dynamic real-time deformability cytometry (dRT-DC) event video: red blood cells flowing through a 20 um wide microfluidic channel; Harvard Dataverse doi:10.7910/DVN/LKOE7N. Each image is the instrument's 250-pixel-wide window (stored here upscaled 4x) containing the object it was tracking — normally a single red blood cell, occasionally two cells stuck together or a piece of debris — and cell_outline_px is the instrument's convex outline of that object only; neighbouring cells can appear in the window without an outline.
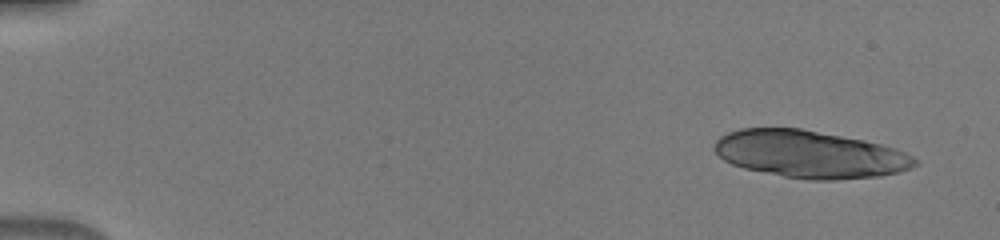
{"species": "human", "species_latin": "Homo sapiens", "temperature_condition": "warm", "stored_images_in_passage": 10, "camera_frame_rate_fps": 3000, "um_per_image_px": 0.085, "donor": {"sex": "male"}, "frame": {"image": 1, "passage_image": 1, "time_ms": 0.0, "image_size_px": [1000, 240], "cell_outline_px": [[920, 164], [900, 172], [880, 176], [836, 180], [808, 180], [784, 176], [744, 168], [732, 164], [724, 160], [712, 148], [716, 140], [720, 136], [728, 132], [740, 128], [800, 128], [864, 140], [896, 148], [920, 160]], "centroid_in_image_um": [68.86, 13.11], "position_along_channel_um": 16.1, "area_um2": 55.49}}
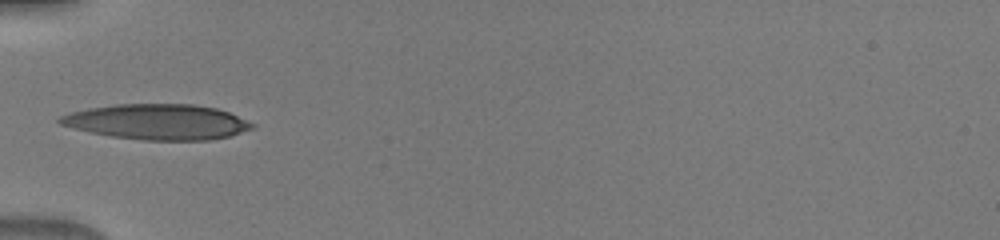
{"frame": {"image": 2, "passage_image": 8, "time_ms": 2.333, "image_size_px": [1000, 240], "cell_outline_px": [[256, 124], [252, 128], [228, 136], [208, 140], [144, 140], [112, 136], [72, 128], [60, 124], [56, 120], [60, 116], [72, 112], [88, 108], [116, 104], [192, 104], [216, 108], [228, 112]], "centroid_in_image_um": [13.36, 10.35], "position_along_channel_um": 71.6, "area_um2": 39.36}}